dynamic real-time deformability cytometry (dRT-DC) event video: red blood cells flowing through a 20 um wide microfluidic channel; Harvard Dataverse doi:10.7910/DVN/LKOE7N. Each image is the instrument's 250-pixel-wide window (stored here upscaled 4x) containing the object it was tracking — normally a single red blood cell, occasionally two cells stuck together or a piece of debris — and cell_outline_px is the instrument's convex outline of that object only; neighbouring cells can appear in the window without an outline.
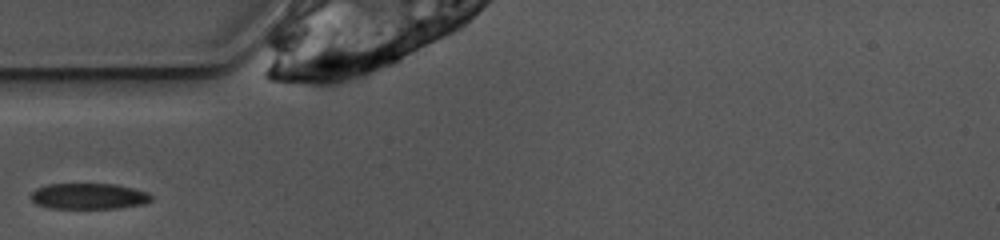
{"species": "common noctule bat (a hibernating species)", "species_latin": "Nyctalus noctula", "temperature_condition": "warm", "stored_images_in_passage": 23, "camera_frame_rate_fps": 3000, "um_per_image_px": 0.085, "animal": {"sex": "female", "body_mass_g": 10.0, "forearm_length_mm": 53.1}, "frame": {"image": 1, "passage_image": 1, "time_ms": 0.0, "image_size_px": [1000, 240], "cell_outline_px": [[152, 200], [144, 204], [120, 208], [52, 208], [36, 204], [32, 200], [32, 192], [36, 188], [48, 184], [116, 184], [148, 192], [152, 196]], "centroid_in_image_um": [7.57, 16.68], "position_along_channel_um": 77.4, "area_um2": 18.15}}
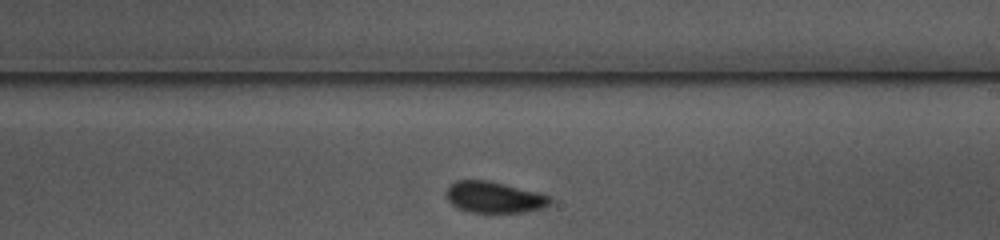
{"frame": {"image": 2, "passage_image": 14, "time_ms": 4.333, "image_size_px": [1000, 240], "cell_outline_px": [[552, 200], [544, 208], [520, 212], [468, 212], [456, 208], [444, 196], [444, 192], [448, 184], [456, 180], [488, 180], [552, 196]], "centroid_in_image_um": [41.93, 16.76], "position_along_channel_um": 247.1, "area_um2": 19.07}}
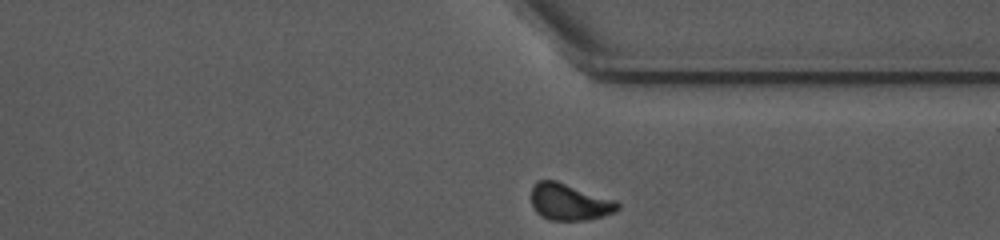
{"frame": {"image": 3, "passage_image": 23, "time_ms": 7.333, "image_size_px": [1000, 240], "cell_outline_px": [[620, 208], [616, 212], [604, 216], [588, 220], [548, 220], [540, 216], [536, 212], [532, 204], [532, 184], [540, 180], [556, 180], [616, 200], [620, 204]], "centroid_in_image_um": [48.42, 17.17], "position_along_channel_um": 363.0, "area_um2": 18.67}}